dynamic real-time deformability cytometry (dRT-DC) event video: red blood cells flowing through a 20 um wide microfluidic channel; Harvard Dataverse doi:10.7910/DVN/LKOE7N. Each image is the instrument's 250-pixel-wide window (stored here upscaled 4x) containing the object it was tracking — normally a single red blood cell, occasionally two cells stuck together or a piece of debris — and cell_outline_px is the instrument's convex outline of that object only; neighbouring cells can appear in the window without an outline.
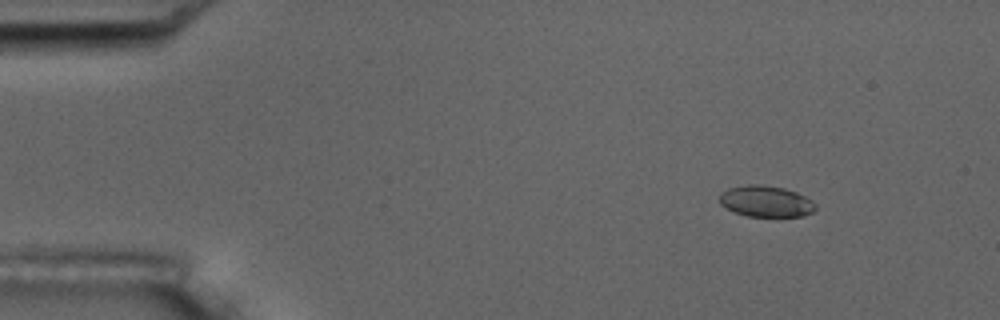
{"species": "common noctule bat (a hibernating species)", "species_latin": "Nyctalus noctula", "temperature_condition": "room temperature", "stored_images_in_passage": 4, "camera_frame_rate_fps": 3000, "um_per_image_px": 0.085, "animal": {"sex": "male", "body_mass_g": 17.5, "forearm_length_mm": 52.3}, "frame": {"image": 1, "passage_image": 1, "time_ms": 0.0, "image_size_px": [1000, 320], "cell_outline_px": [[816, 208], [812, 212], [804, 216], [748, 216], [736, 212], [720, 204], [720, 192], [728, 188], [748, 184], [760, 184], [784, 188], [796, 192], [812, 200], [816, 204]], "centroid_in_image_um": [65.11, 17.1], "position_along_channel_um": 19.9, "area_um2": 17.4}}
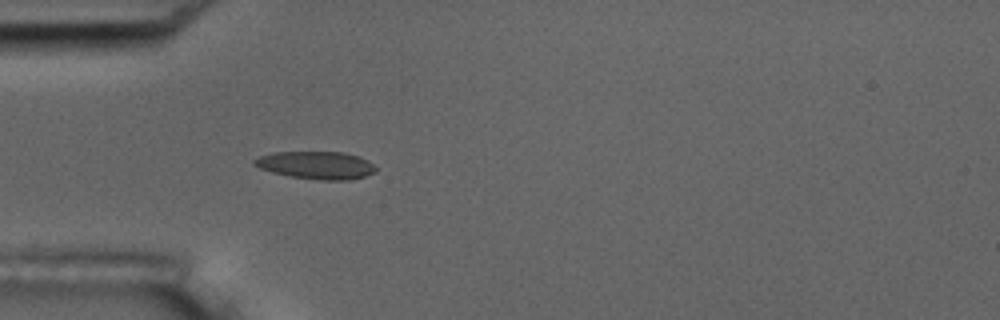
{"frame": {"image": 2, "passage_image": 4, "time_ms": 3.333, "image_size_px": [1000, 320], "cell_outline_px": [[376, 172], [364, 176], [348, 180], [320, 180], [292, 176], [272, 172], [260, 168], [252, 164], [252, 160], [260, 156], [272, 152], [344, 152], [360, 156], [368, 160], [376, 168]], "centroid_in_image_um": [26.88, 14.03], "position_along_channel_um": 58.1, "area_um2": 19.59}}